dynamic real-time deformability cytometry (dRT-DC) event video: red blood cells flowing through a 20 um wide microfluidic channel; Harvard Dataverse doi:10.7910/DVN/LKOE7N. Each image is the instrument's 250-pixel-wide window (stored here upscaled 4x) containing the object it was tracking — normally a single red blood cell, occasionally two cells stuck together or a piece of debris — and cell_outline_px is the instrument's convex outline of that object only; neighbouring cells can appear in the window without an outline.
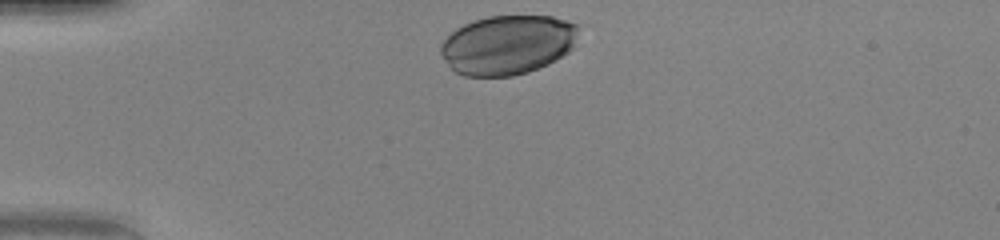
{"species": "human", "species_latin": "Homo sapiens", "temperature_condition": "warm", "stored_images_in_passage": 30, "camera_frame_rate_fps": 3000, "um_per_image_px": 0.085, "donor": {"sex": "female"}, "frame": {"image": 1, "passage_image": 1, "time_ms": 0.0, "image_size_px": [1000, 240], "cell_outline_px": [[580, 24], [572, 48], [568, 52], [556, 60], [548, 64], [528, 72], [512, 76], [464, 76], [456, 72], [448, 64], [440, 52], [440, 44], [456, 28], [464, 24], [488, 16], [552, 16]], "centroid_in_image_um": [43.16, 3.8], "position_along_channel_um": 41.8, "area_um2": 47.69}}
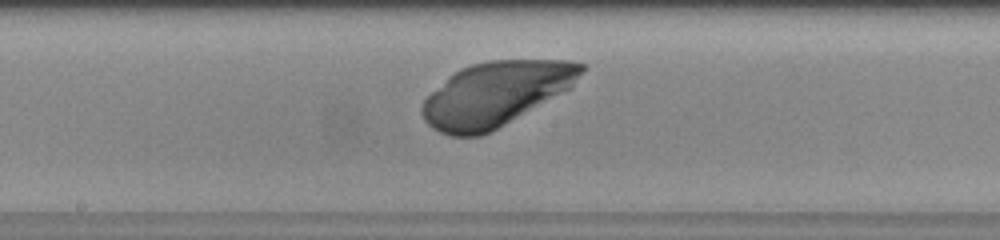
{"frame": {"image": 2, "passage_image": 16, "time_ms": 5.0, "image_size_px": [1000, 240], "cell_outline_px": [[588, 64], [572, 84], [568, 88], [504, 124], [480, 136], [448, 136], [432, 128], [424, 120], [420, 112], [420, 108], [424, 100], [448, 76], [460, 68], [472, 64], [488, 60], [572, 60]], "centroid_in_image_um": [42.07, 7.97], "position_along_channel_um": 206.1, "area_um2": 58.84}}
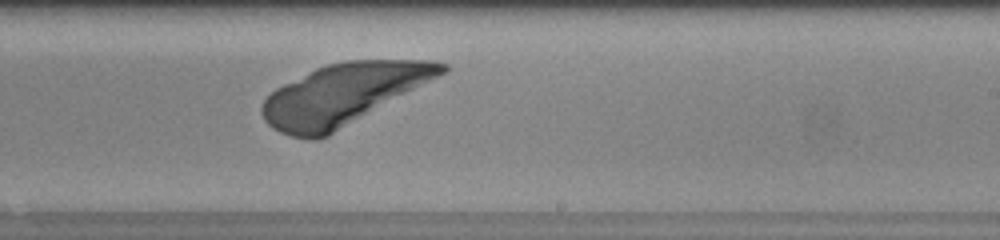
{"frame": {"image": 3, "passage_image": 20, "time_ms": 6.333, "image_size_px": [1000, 240], "cell_outline_px": [[448, 72], [328, 136], [316, 140], [312, 140], [292, 136], [280, 132], [272, 128], [264, 120], [260, 112], [260, 108], [264, 100], [276, 88], [316, 68], [328, 64], [344, 60], [432, 60], [448, 64]], "centroid_in_image_um": [29.18, 8.02], "position_along_channel_um": 259.8, "area_um2": 63.87}}